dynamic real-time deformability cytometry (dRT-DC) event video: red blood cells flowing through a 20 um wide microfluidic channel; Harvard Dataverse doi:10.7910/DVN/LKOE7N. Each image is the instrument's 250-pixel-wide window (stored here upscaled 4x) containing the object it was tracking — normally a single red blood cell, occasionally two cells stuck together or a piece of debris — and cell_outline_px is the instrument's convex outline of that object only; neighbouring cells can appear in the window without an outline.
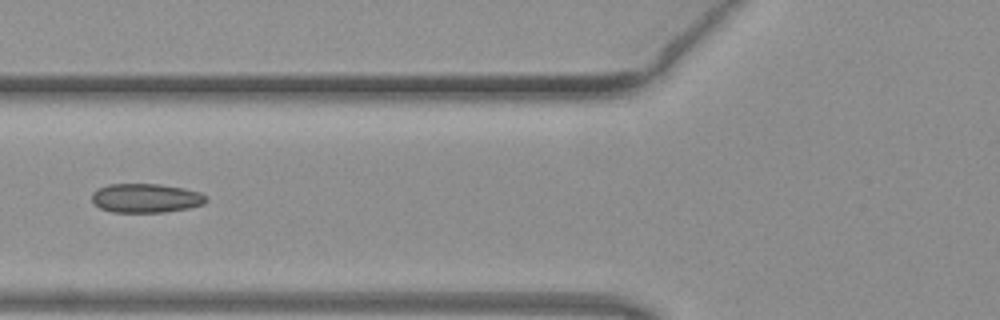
{"species": "common noctule bat (a hibernating species)", "species_latin": "Nyctalus noctula", "temperature_condition": "warm", "stored_images_in_passage": 22, "camera_frame_rate_fps": 3000, "um_per_image_px": 0.085, "animal": {"sex": "female", "body_mass_g": 19.3, "forearm_length_mm": 54.1}, "frame": {"image": 1, "passage_image": 6, "time_ms": 1.667, "image_size_px": [1000, 320], "cell_outline_px": [[208, 200], [204, 204], [188, 208], [164, 212], [112, 212], [100, 208], [92, 200], [92, 192], [108, 184], [160, 184], [184, 188], [200, 192], [208, 196]], "centroid_in_image_um": [12.44, 16.84], "position_along_channel_um": 113.4, "area_um2": 19.42}}
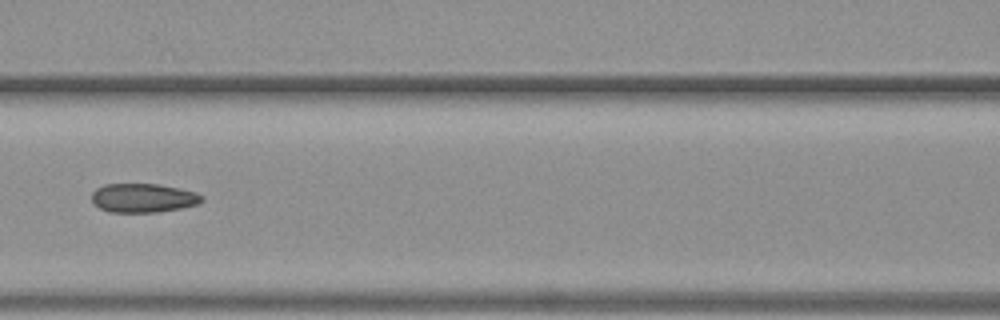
{"frame": {"image": 2, "passage_image": 9, "time_ms": 2.667, "image_size_px": [1000, 320], "cell_outline_px": [[204, 200], [200, 204], [180, 208], [156, 212], [108, 212], [100, 208], [92, 200], [92, 192], [96, 188], [104, 184], [156, 184], [180, 188], [196, 192], [204, 196]], "centroid_in_image_um": [12.2, 16.82], "position_along_channel_um": 154.4, "area_um2": 18.67}}